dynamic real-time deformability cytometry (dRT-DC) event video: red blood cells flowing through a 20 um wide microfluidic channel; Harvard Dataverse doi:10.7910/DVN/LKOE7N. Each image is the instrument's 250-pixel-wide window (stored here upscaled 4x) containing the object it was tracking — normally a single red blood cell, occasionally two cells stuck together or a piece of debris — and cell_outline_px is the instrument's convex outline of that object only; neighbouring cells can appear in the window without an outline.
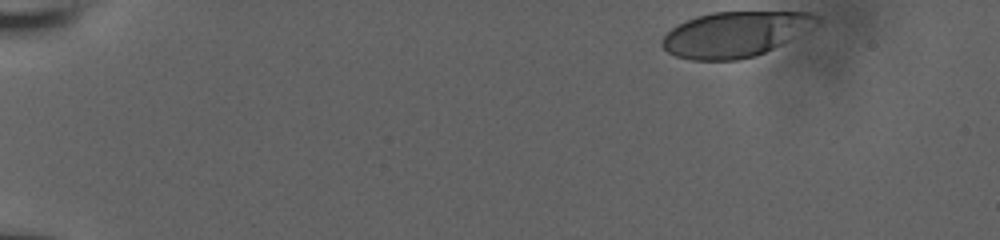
{"species": "human", "species_latin": "Homo sapiens", "temperature_condition": "room temperature", "stored_images_in_passage": 41, "camera_frame_rate_fps": 3000, "um_per_image_px": 0.085, "donor": {"sex": "male"}, "frame": {"image": 1, "passage_image": 1, "time_ms": 0.0, "image_size_px": [1000, 240], "cell_outline_px": [[820, 20], [816, 24], [780, 44], [756, 56], [736, 60], [692, 60], [676, 56], [668, 52], [660, 44], [660, 40], [672, 28], [696, 16], [712, 12], [808, 12], [816, 16]], "centroid_in_image_um": [62.42, 2.91], "position_along_channel_um": 22.6, "area_um2": 40.17}}
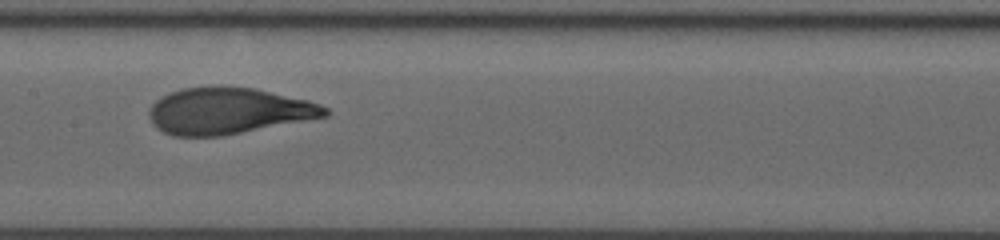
{"frame": {"image": 2, "passage_image": 24, "time_ms": 7.667, "image_size_px": [1000, 240], "cell_outline_px": [[328, 116], [224, 136], [172, 136], [156, 128], [152, 124], [148, 116], [148, 108], [160, 96], [180, 88], [208, 84], [224, 84], [256, 88], [308, 100], [320, 104], [328, 108]], "centroid_in_image_um": [19.36, 9.39], "position_along_channel_um": 188.0, "area_um2": 48.73}}
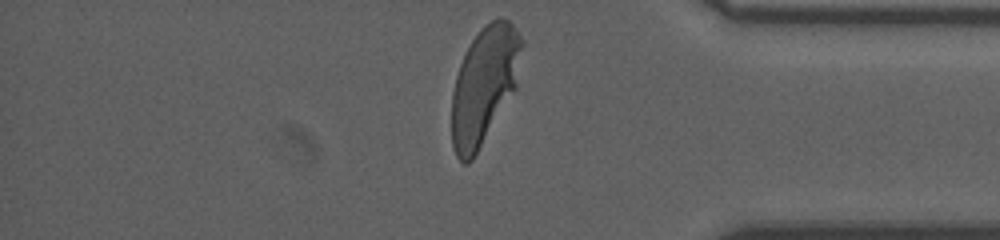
{"frame": {"image": 3, "passage_image": 41, "time_ms": 13.333, "image_size_px": [1000, 240], "cell_outline_px": [[524, 44], [516, 88], [472, 160], [468, 164], [464, 164], [456, 156], [452, 144], [452, 92], [456, 76], [460, 64], [472, 40], [480, 28], [484, 24], [500, 16], [508, 20], [512, 24], [524, 40]], "centroid_in_image_um": [41.17, 7.21], "position_along_channel_um": 394.0, "area_um2": 47.8}, "authors_computed_cell_mechanics": {"area_um2": 47.0492, "velocity_mm_per_s": 3.9029, "shape_relaxation_time_tau1_ms": 3.5231, "shape_relaxation_time_tau2_ms": null, "deformation_change_tau1": 0.2212, "deformation_change_tau2": null}}